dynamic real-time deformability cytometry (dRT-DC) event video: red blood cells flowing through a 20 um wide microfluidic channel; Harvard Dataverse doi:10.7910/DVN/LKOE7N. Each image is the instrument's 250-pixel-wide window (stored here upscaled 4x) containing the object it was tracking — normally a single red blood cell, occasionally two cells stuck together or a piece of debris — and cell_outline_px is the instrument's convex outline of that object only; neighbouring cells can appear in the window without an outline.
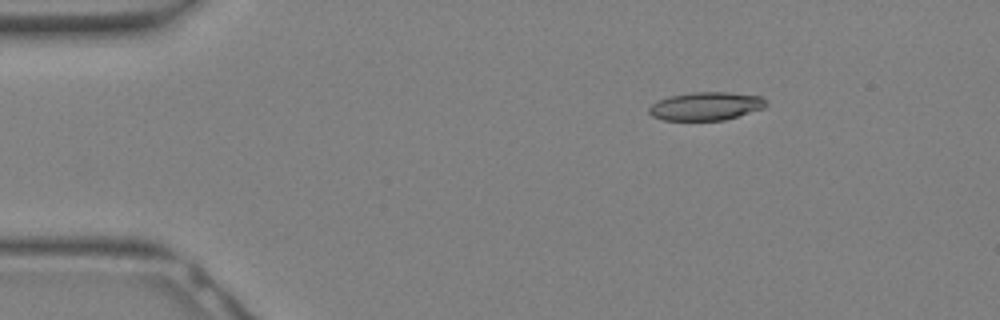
{"species": "Egyptian fruit bat (a non-hibernating species)", "species_latin": "Rousettus aegyptiacus", "temperature_condition": "warm", "stored_images_in_passage": 31, "camera_frame_rate_fps": 3000, "um_per_image_px": 0.085, "animal": {"sex": "female"}, "frame": {"image": 1, "passage_image": 5, "time_ms": 1.333, "image_size_px": [1000, 320], "cell_outline_px": [[768, 104], [764, 108], [724, 120], [664, 120], [652, 116], [648, 112], [648, 108], [656, 100], [668, 96], [692, 92], [728, 92], [760, 96]], "centroid_in_image_um": [59.96, 9.02], "position_along_channel_um": 25.0, "area_um2": 19.31}}
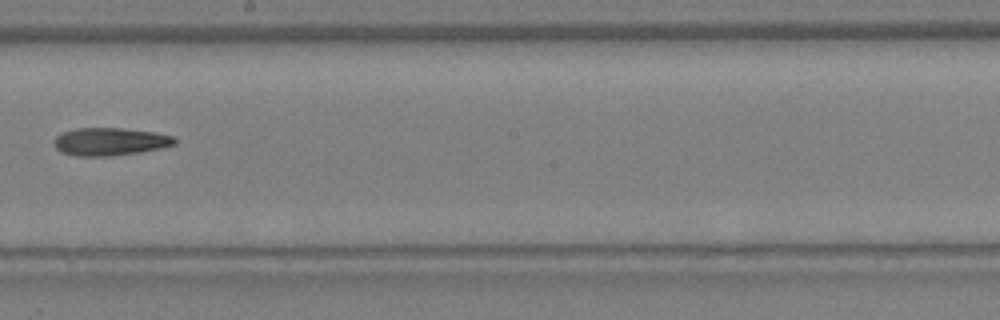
{"frame": {"image": 2, "passage_image": 18, "time_ms": 5.667, "image_size_px": [1000, 320], "cell_outline_px": [[176, 144], [160, 148], [112, 156], [76, 156], [60, 152], [56, 148], [52, 140], [56, 136], [64, 132], [76, 128], [124, 128], [156, 132], [176, 136]], "centroid_in_image_um": [9.35, 12.03], "position_along_channel_um": 238.9, "area_um2": 19.65}}
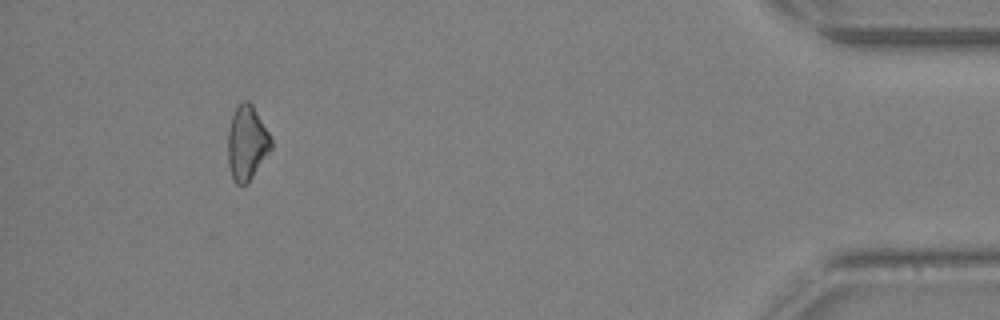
{"frame": {"image": 3, "passage_image": 29, "time_ms": 9.333, "image_size_px": [1000, 320], "cell_outline_px": [[272, 148], [248, 184], [236, 184], [232, 180], [228, 164], [228, 132], [232, 116], [236, 108], [244, 100], [248, 100], [252, 104], [268, 132], [272, 140]], "centroid_in_image_um": [20.98, 12.19], "position_along_channel_um": 414.2, "area_um2": 18.73}}